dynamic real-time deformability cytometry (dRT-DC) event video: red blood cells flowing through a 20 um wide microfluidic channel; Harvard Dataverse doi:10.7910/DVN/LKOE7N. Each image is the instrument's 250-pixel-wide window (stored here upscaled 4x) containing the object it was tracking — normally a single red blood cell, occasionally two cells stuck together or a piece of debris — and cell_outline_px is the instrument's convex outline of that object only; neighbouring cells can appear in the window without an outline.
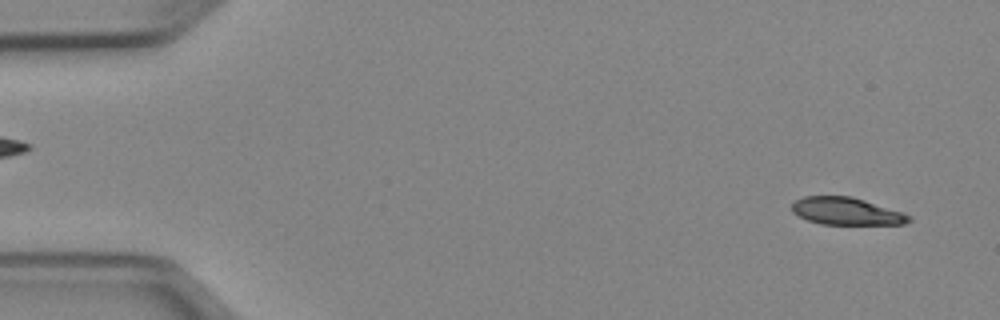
{"species": "Egyptian fruit bat (a non-hibernating species)", "species_latin": "Rousettus aegyptiacus", "temperature_condition": "cold", "stored_images_in_passage": 50, "camera_frame_rate_fps": 3000, "um_per_image_px": 0.085, "animal": {"sex": "female"}, "frame": {"image": 1, "passage_image": 2, "time_ms": 0.333, "image_size_px": [1000, 320], "cell_outline_px": [[912, 220], [904, 224], [820, 224], [808, 220], [792, 212], [792, 204], [796, 200], [804, 196], [852, 196], [912, 216]], "centroid_in_image_um": [71.92, 17.95], "position_along_channel_um": 13.1, "area_um2": 18.44}}
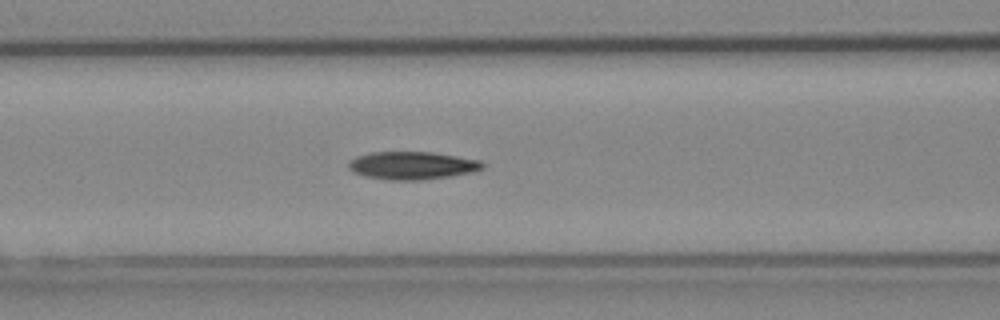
{"frame": {"image": 2, "passage_image": 20, "time_ms": 6.333, "image_size_px": [1000, 320], "cell_outline_px": [[484, 168], [472, 172], [448, 176], [420, 180], [388, 180], [364, 176], [352, 172], [348, 168], [348, 160], [356, 156], [372, 152], [432, 152], [480, 160], [484, 164]], "centroid_in_image_um": [34.98, 14.06], "position_along_channel_um": 131.6, "area_um2": 21.79}}
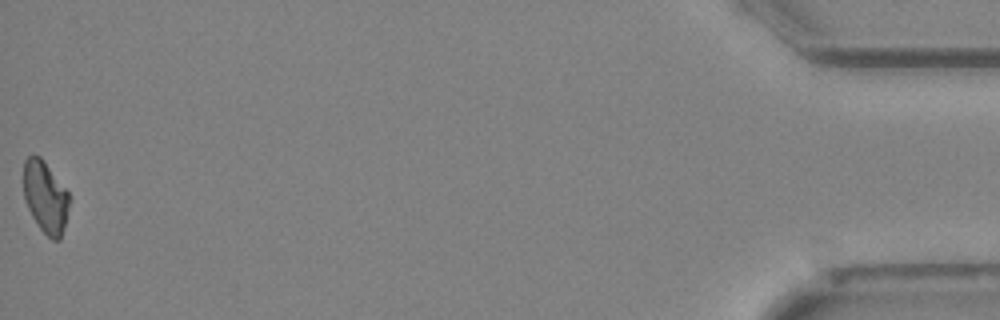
{"frame": {"image": 3, "passage_image": 50, "time_ms": 16.333, "image_size_px": [1000, 320], "cell_outline_px": [[68, 208], [60, 240], [52, 240], [40, 228], [32, 216], [24, 200], [24, 160], [32, 152], [40, 156], [44, 160], [68, 192]], "centroid_in_image_um": [3.83, 16.7], "position_along_channel_um": 431.4, "area_um2": 18.96}, "authors_computed_cell_mechanics": {"area_um2": 20.4034, "velocity_mm_per_s": 3.9751, "shape_relaxation_time_tau1_ms": 9.2038, "shape_relaxation_time_tau2_ms": null, "deformation_change_tau1": 0.1819, "deformation_change_tau2": null}}